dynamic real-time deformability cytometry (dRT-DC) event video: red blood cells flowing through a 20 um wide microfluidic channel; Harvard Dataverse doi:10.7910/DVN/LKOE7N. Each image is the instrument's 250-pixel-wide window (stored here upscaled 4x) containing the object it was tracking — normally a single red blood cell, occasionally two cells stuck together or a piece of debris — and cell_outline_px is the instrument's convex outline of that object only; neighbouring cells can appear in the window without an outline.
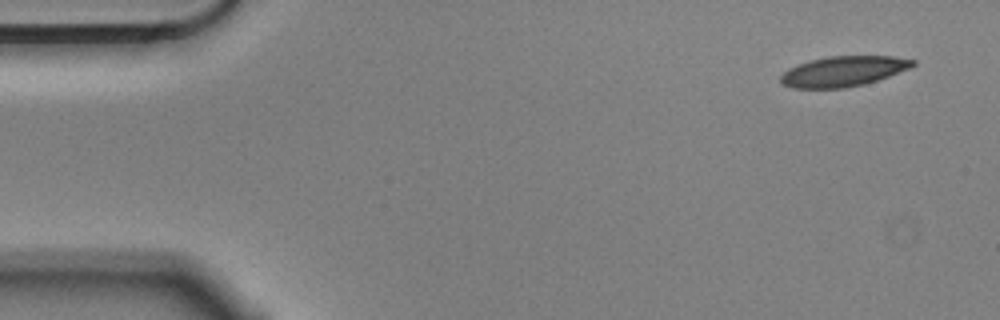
{"species": "Egyptian fruit bat (a non-hibernating species)", "species_latin": "Rousettus aegyptiacus", "temperature_condition": "cold", "stored_images_in_passage": 5, "camera_frame_rate_fps": 3000, "um_per_image_px": 0.085, "animal": {"sex": "male"}, "frame": {"image": 1, "passage_image": 1, "time_ms": 0.0, "image_size_px": [1000, 320], "cell_outline_px": [[916, 64], [908, 68], [888, 76], [864, 84], [844, 88], [792, 88], [780, 84], [780, 76], [788, 68], [812, 60], [828, 56], [892, 56], [916, 60]], "centroid_in_image_um": [71.65, 6.06], "position_along_channel_um": 13.4, "area_um2": 23.12}}
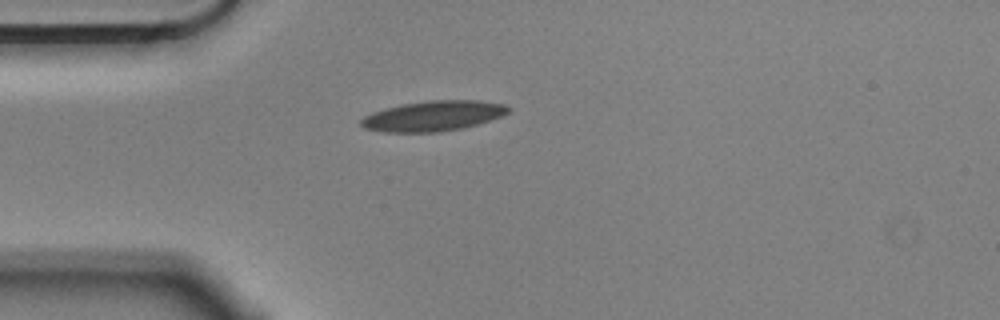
{"frame": {"image": 2, "passage_image": 4, "time_ms": 1.0, "image_size_px": [1000, 320], "cell_outline_px": [[512, 108], [508, 112], [500, 116], [464, 128], [440, 132], [384, 132], [364, 128], [360, 124], [360, 120], [364, 116], [372, 112], [400, 104], [428, 100], [480, 100], [504, 104]], "centroid_in_image_um": [36.8, 9.85], "position_along_channel_um": 48.2, "area_um2": 26.01}}